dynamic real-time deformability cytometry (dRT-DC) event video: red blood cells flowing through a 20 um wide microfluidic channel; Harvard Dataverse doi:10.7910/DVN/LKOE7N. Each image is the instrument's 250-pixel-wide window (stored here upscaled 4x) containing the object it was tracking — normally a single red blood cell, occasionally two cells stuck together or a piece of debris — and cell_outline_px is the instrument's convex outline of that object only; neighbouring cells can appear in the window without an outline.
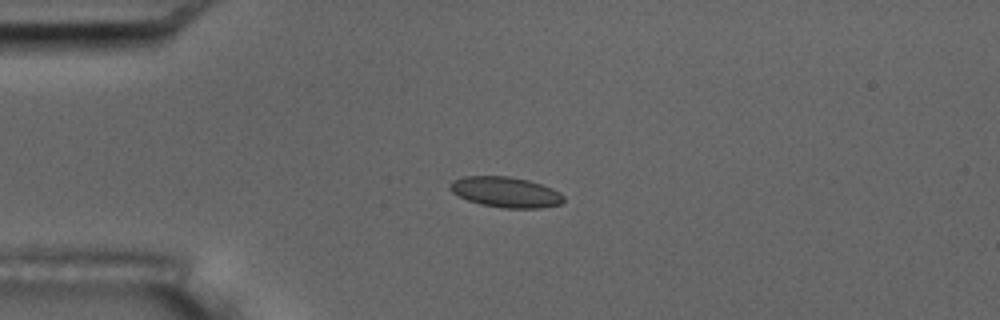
{"species": "common noctule bat (a hibernating species)", "species_latin": "Nyctalus noctula", "temperature_condition": "room temperature", "stored_images_in_passage": 8, "camera_frame_rate_fps": 3000, "um_per_image_px": 0.085, "animal": {"sex": "male", "body_mass_g": 17.5, "forearm_length_mm": 52.3}, "frame": {"image": 1, "passage_image": 3, "time_ms": 3.0, "image_size_px": [1000, 320], "cell_outline_px": [[564, 200], [560, 204], [540, 208], [504, 208], [480, 204], [468, 200], [452, 192], [448, 188], [448, 184], [452, 180], [464, 176], [508, 176], [528, 180], [552, 188], [560, 192], [564, 196]], "centroid_in_image_um": [42.96, 16.32], "position_along_channel_um": 42.0, "area_um2": 20.23}}
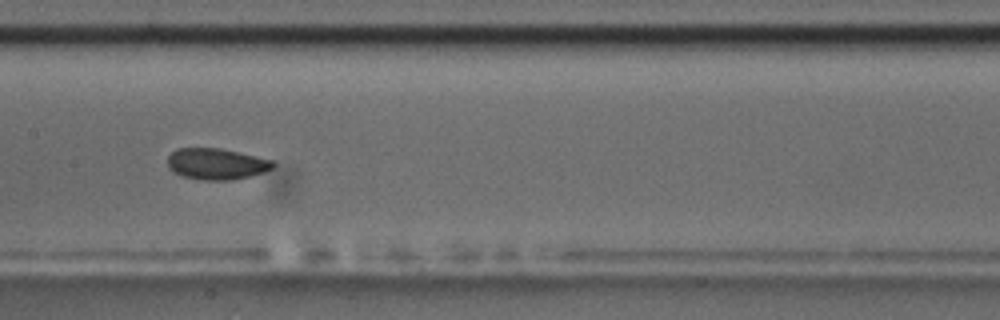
{"frame": {"image": 2, "passage_image": 7, "time_ms": 7.667, "image_size_px": [1000, 320], "cell_outline_px": [[276, 164], [272, 168], [264, 172], [232, 180], [200, 180], [184, 176], [172, 172], [168, 168], [168, 156], [176, 148], [220, 148], [256, 156], [272, 160]], "centroid_in_image_um": [18.37, 13.93], "position_along_channel_um": 189.0, "area_um2": 19.19}}